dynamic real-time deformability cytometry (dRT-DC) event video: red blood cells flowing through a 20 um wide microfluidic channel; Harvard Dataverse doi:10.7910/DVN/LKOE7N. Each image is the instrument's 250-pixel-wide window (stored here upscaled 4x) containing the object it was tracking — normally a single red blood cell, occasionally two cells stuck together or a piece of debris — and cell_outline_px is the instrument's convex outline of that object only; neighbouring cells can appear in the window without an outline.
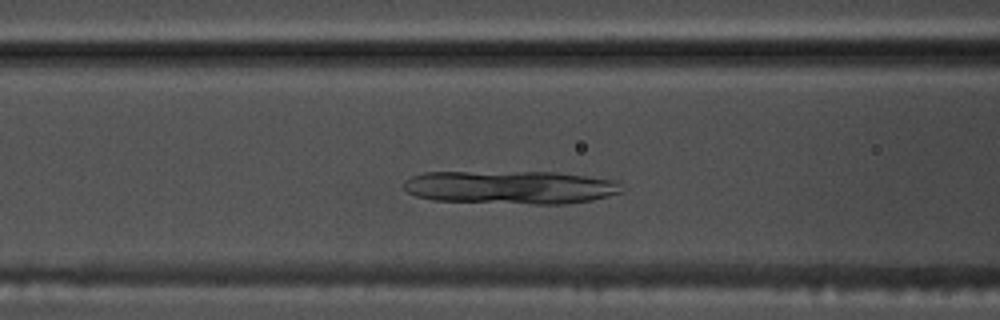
{"species": "common noctule bat (a hibernating species)", "species_latin": "Nyctalus noctula", "temperature_condition": "warm", "stored_images_in_passage": 42, "camera_frame_rate_fps": 3000, "um_per_image_px": 0.085, "animal": {"sex": "male", "body_mass_g": 17.5, "forearm_length_mm": 52.3}, "frame": {"image": 1, "passage_image": 10, "time_ms": 3.0, "image_size_px": [1000, 320], "cell_outline_px": [[624, 192], [592, 200], [568, 204], [532, 204], [432, 200], [416, 196], [408, 192], [404, 188], [404, 180], [412, 176], [424, 172], [556, 172], [620, 180]], "centroid_in_image_um": [43.46, 15.92], "position_along_channel_um": 123.1, "area_um2": 42.77}}